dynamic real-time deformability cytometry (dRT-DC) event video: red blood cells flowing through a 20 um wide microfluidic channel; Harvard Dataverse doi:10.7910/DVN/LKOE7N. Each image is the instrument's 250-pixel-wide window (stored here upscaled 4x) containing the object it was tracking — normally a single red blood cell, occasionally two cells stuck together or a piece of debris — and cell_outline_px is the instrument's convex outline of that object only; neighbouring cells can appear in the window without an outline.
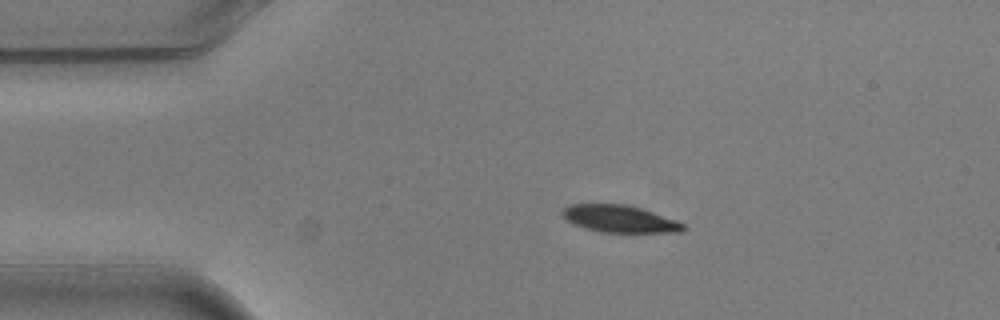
{"species": "common noctule bat (a hibernating species)", "species_latin": "Nyctalus noctula", "temperature_condition": "warm", "stored_images_in_passage": 2, "camera_frame_rate_fps": 3000, "um_per_image_px": 0.085, "animal": {"sex": "male", "body_mass_g": 20.5, "forearm_length_mm": 52.5}, "frame": {"image": 1, "passage_image": 2, "time_ms": 0.333, "image_size_px": [1000, 320], "cell_outline_px": [[688, 228], [680, 232], [600, 232], [584, 228], [572, 224], [560, 216], [560, 212], [568, 204], [628, 204], [676, 220], [684, 224]], "centroid_in_image_um": [52.61, 18.6], "position_along_channel_um": 32.4, "area_um2": 19.31}}